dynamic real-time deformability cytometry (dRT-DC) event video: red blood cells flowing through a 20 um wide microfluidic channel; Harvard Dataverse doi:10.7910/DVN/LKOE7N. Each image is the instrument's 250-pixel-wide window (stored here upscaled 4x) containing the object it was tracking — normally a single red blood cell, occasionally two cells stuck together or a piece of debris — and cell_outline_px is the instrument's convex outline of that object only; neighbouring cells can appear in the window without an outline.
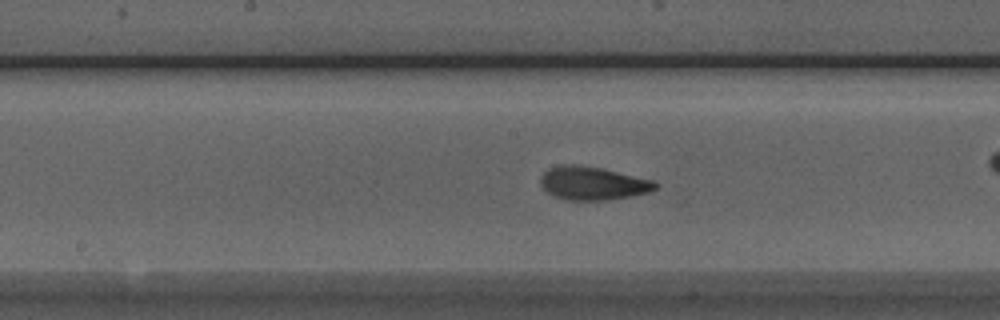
{"species": "Egyptian fruit bat (a non-hibernating species)", "species_latin": "Rousettus aegyptiacus", "temperature_condition": "room temperature", "stored_images_in_passage": 48, "camera_frame_rate_fps": 3000, "um_per_image_px": 0.085, "animal": {"sex": "male"}, "frame": {"image": 1, "passage_image": 21, "time_ms": 6.667, "image_size_px": [1000, 320], "cell_outline_px": [[660, 188], [648, 192], [608, 200], [568, 200], [556, 196], [548, 192], [540, 184], [540, 176], [548, 168], [560, 164], [576, 164], [604, 168], [656, 180], [660, 184]], "centroid_in_image_um": [50.44, 15.55], "position_along_channel_um": 197.8, "area_um2": 22.66}}
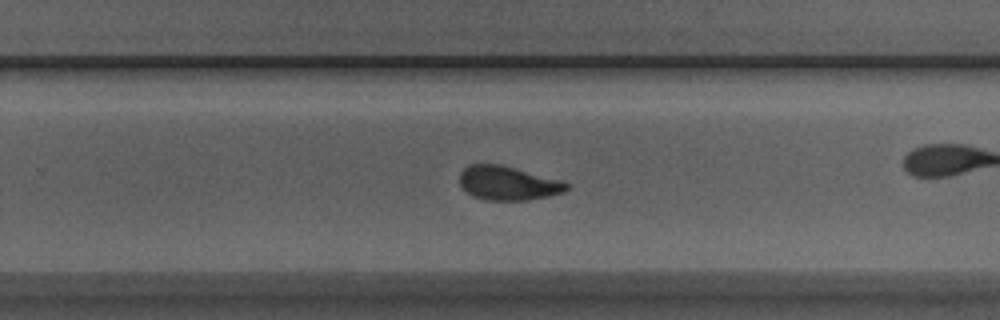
{"frame": {"image": 2, "passage_image": 28, "time_ms": 9.0, "image_size_px": [1000, 320], "cell_outline_px": [[568, 188], [564, 192], [548, 196], [528, 200], [484, 200], [472, 196], [460, 184], [460, 172], [468, 164], [500, 164], [564, 180], [568, 184]], "centroid_in_image_um": [43.19, 15.56], "position_along_channel_um": 286.6, "area_um2": 21.33}, "authors_computed_cell_mechanics": {"area_um2": 21.7328, "velocity_mm_per_s": 3.8266, "shape_relaxation_time_tau1_ms": 3.4726, "shape_relaxation_time_tau2_ms": 1.3467, "deformation_change_tau1": 0.1311, "deformation_change_tau2": 0.0752}}